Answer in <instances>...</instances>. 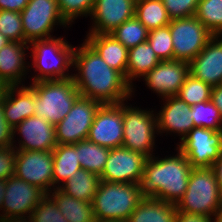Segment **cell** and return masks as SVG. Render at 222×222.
I'll return each instance as SVG.
<instances>
[{
  "label": "cell",
  "mask_w": 222,
  "mask_h": 222,
  "mask_svg": "<svg viewBox=\"0 0 222 222\" xmlns=\"http://www.w3.org/2000/svg\"><path fill=\"white\" fill-rule=\"evenodd\" d=\"M73 64L80 71L79 76H73L80 96L102 105L120 104L132 92L125 77L111 68L87 42L74 50Z\"/></svg>",
  "instance_id": "cell-1"
},
{
  "label": "cell",
  "mask_w": 222,
  "mask_h": 222,
  "mask_svg": "<svg viewBox=\"0 0 222 222\" xmlns=\"http://www.w3.org/2000/svg\"><path fill=\"white\" fill-rule=\"evenodd\" d=\"M178 151L175 157L155 160L151 156L147 159L140 183L143 197L173 204L183 197L193 168L187 157Z\"/></svg>",
  "instance_id": "cell-2"
},
{
  "label": "cell",
  "mask_w": 222,
  "mask_h": 222,
  "mask_svg": "<svg viewBox=\"0 0 222 222\" xmlns=\"http://www.w3.org/2000/svg\"><path fill=\"white\" fill-rule=\"evenodd\" d=\"M140 184L100 180L92 201L96 221L128 220L143 199Z\"/></svg>",
  "instance_id": "cell-3"
},
{
  "label": "cell",
  "mask_w": 222,
  "mask_h": 222,
  "mask_svg": "<svg viewBox=\"0 0 222 222\" xmlns=\"http://www.w3.org/2000/svg\"><path fill=\"white\" fill-rule=\"evenodd\" d=\"M30 87L35 92L34 115L54 126L65 118L80 96L73 77L33 82Z\"/></svg>",
  "instance_id": "cell-4"
},
{
  "label": "cell",
  "mask_w": 222,
  "mask_h": 222,
  "mask_svg": "<svg viewBox=\"0 0 222 222\" xmlns=\"http://www.w3.org/2000/svg\"><path fill=\"white\" fill-rule=\"evenodd\" d=\"M221 203L222 195L213 168H193L187 190L176 207L183 213L210 217L215 216Z\"/></svg>",
  "instance_id": "cell-5"
},
{
  "label": "cell",
  "mask_w": 222,
  "mask_h": 222,
  "mask_svg": "<svg viewBox=\"0 0 222 222\" xmlns=\"http://www.w3.org/2000/svg\"><path fill=\"white\" fill-rule=\"evenodd\" d=\"M30 43H32L34 47V50H31L33 53L31 56H33L34 59V66L38 68L41 73V75L34 78V82L73 77L71 75H65L64 71L67 70L68 66L73 65L75 49L64 42L62 38L54 39L51 37L48 39L34 40ZM52 54L53 57L51 56ZM50 56L52 60L49 59Z\"/></svg>",
  "instance_id": "cell-6"
},
{
  "label": "cell",
  "mask_w": 222,
  "mask_h": 222,
  "mask_svg": "<svg viewBox=\"0 0 222 222\" xmlns=\"http://www.w3.org/2000/svg\"><path fill=\"white\" fill-rule=\"evenodd\" d=\"M173 43V60L190 62L214 36L196 16L172 19L168 24Z\"/></svg>",
  "instance_id": "cell-7"
},
{
  "label": "cell",
  "mask_w": 222,
  "mask_h": 222,
  "mask_svg": "<svg viewBox=\"0 0 222 222\" xmlns=\"http://www.w3.org/2000/svg\"><path fill=\"white\" fill-rule=\"evenodd\" d=\"M181 142L179 150L192 168H210L222 151V130L193 127Z\"/></svg>",
  "instance_id": "cell-8"
},
{
  "label": "cell",
  "mask_w": 222,
  "mask_h": 222,
  "mask_svg": "<svg viewBox=\"0 0 222 222\" xmlns=\"http://www.w3.org/2000/svg\"><path fill=\"white\" fill-rule=\"evenodd\" d=\"M152 112L139 108L126 107L123 104V142L122 147L151 157L154 145V129L157 128V118Z\"/></svg>",
  "instance_id": "cell-9"
},
{
  "label": "cell",
  "mask_w": 222,
  "mask_h": 222,
  "mask_svg": "<svg viewBox=\"0 0 222 222\" xmlns=\"http://www.w3.org/2000/svg\"><path fill=\"white\" fill-rule=\"evenodd\" d=\"M101 105L94 99L79 96L65 118L55 125L57 144H75L87 139Z\"/></svg>",
  "instance_id": "cell-10"
},
{
  "label": "cell",
  "mask_w": 222,
  "mask_h": 222,
  "mask_svg": "<svg viewBox=\"0 0 222 222\" xmlns=\"http://www.w3.org/2000/svg\"><path fill=\"white\" fill-rule=\"evenodd\" d=\"M20 15L24 43L51 38L49 32L53 29L55 22L68 25L60 13L57 0H29Z\"/></svg>",
  "instance_id": "cell-11"
},
{
  "label": "cell",
  "mask_w": 222,
  "mask_h": 222,
  "mask_svg": "<svg viewBox=\"0 0 222 222\" xmlns=\"http://www.w3.org/2000/svg\"><path fill=\"white\" fill-rule=\"evenodd\" d=\"M148 157L124 147L112 148L100 180L140 184Z\"/></svg>",
  "instance_id": "cell-12"
},
{
  "label": "cell",
  "mask_w": 222,
  "mask_h": 222,
  "mask_svg": "<svg viewBox=\"0 0 222 222\" xmlns=\"http://www.w3.org/2000/svg\"><path fill=\"white\" fill-rule=\"evenodd\" d=\"M16 152L15 175L50 194L48 187L53 185V151Z\"/></svg>",
  "instance_id": "cell-13"
},
{
  "label": "cell",
  "mask_w": 222,
  "mask_h": 222,
  "mask_svg": "<svg viewBox=\"0 0 222 222\" xmlns=\"http://www.w3.org/2000/svg\"><path fill=\"white\" fill-rule=\"evenodd\" d=\"M89 141L104 147H122L123 142V103L103 104L97 110L90 127Z\"/></svg>",
  "instance_id": "cell-14"
},
{
  "label": "cell",
  "mask_w": 222,
  "mask_h": 222,
  "mask_svg": "<svg viewBox=\"0 0 222 222\" xmlns=\"http://www.w3.org/2000/svg\"><path fill=\"white\" fill-rule=\"evenodd\" d=\"M47 194L31 183H27L16 175L6 180L3 208L6 213L0 218L20 217L24 213H32L36 205Z\"/></svg>",
  "instance_id": "cell-15"
},
{
  "label": "cell",
  "mask_w": 222,
  "mask_h": 222,
  "mask_svg": "<svg viewBox=\"0 0 222 222\" xmlns=\"http://www.w3.org/2000/svg\"><path fill=\"white\" fill-rule=\"evenodd\" d=\"M189 74V62L165 60L160 61L144 78L151 89L166 98L177 96Z\"/></svg>",
  "instance_id": "cell-16"
},
{
  "label": "cell",
  "mask_w": 222,
  "mask_h": 222,
  "mask_svg": "<svg viewBox=\"0 0 222 222\" xmlns=\"http://www.w3.org/2000/svg\"><path fill=\"white\" fill-rule=\"evenodd\" d=\"M136 0H95L91 15L95 26L89 34H110L135 16Z\"/></svg>",
  "instance_id": "cell-17"
},
{
  "label": "cell",
  "mask_w": 222,
  "mask_h": 222,
  "mask_svg": "<svg viewBox=\"0 0 222 222\" xmlns=\"http://www.w3.org/2000/svg\"><path fill=\"white\" fill-rule=\"evenodd\" d=\"M218 37L213 36L189 62V73L212 87L220 85L222 80V39L218 41Z\"/></svg>",
  "instance_id": "cell-18"
},
{
  "label": "cell",
  "mask_w": 222,
  "mask_h": 222,
  "mask_svg": "<svg viewBox=\"0 0 222 222\" xmlns=\"http://www.w3.org/2000/svg\"><path fill=\"white\" fill-rule=\"evenodd\" d=\"M16 129L24 138L18 150L53 151L57 146L55 126L42 117L33 115L13 128Z\"/></svg>",
  "instance_id": "cell-19"
},
{
  "label": "cell",
  "mask_w": 222,
  "mask_h": 222,
  "mask_svg": "<svg viewBox=\"0 0 222 222\" xmlns=\"http://www.w3.org/2000/svg\"><path fill=\"white\" fill-rule=\"evenodd\" d=\"M16 86L2 88L3 113L5 120L15 128L23 120L35 114V92L31 87H22L17 92V98H12Z\"/></svg>",
  "instance_id": "cell-20"
},
{
  "label": "cell",
  "mask_w": 222,
  "mask_h": 222,
  "mask_svg": "<svg viewBox=\"0 0 222 222\" xmlns=\"http://www.w3.org/2000/svg\"><path fill=\"white\" fill-rule=\"evenodd\" d=\"M166 99L167 103L157 117V129L181 133L182 140L194 127L191 106L177 96Z\"/></svg>",
  "instance_id": "cell-21"
},
{
  "label": "cell",
  "mask_w": 222,
  "mask_h": 222,
  "mask_svg": "<svg viewBox=\"0 0 222 222\" xmlns=\"http://www.w3.org/2000/svg\"><path fill=\"white\" fill-rule=\"evenodd\" d=\"M85 40L113 69L119 71L126 79L128 49L111 34H88Z\"/></svg>",
  "instance_id": "cell-22"
},
{
  "label": "cell",
  "mask_w": 222,
  "mask_h": 222,
  "mask_svg": "<svg viewBox=\"0 0 222 222\" xmlns=\"http://www.w3.org/2000/svg\"><path fill=\"white\" fill-rule=\"evenodd\" d=\"M27 43L11 41L0 49V84L18 86L24 75V45ZM23 73V74H22ZM19 82V83H18Z\"/></svg>",
  "instance_id": "cell-23"
},
{
  "label": "cell",
  "mask_w": 222,
  "mask_h": 222,
  "mask_svg": "<svg viewBox=\"0 0 222 222\" xmlns=\"http://www.w3.org/2000/svg\"><path fill=\"white\" fill-rule=\"evenodd\" d=\"M176 204L144 197L128 218V222H175Z\"/></svg>",
  "instance_id": "cell-24"
},
{
  "label": "cell",
  "mask_w": 222,
  "mask_h": 222,
  "mask_svg": "<svg viewBox=\"0 0 222 222\" xmlns=\"http://www.w3.org/2000/svg\"><path fill=\"white\" fill-rule=\"evenodd\" d=\"M77 144H57L53 149V186L72 177L82 169L78 161Z\"/></svg>",
  "instance_id": "cell-25"
},
{
  "label": "cell",
  "mask_w": 222,
  "mask_h": 222,
  "mask_svg": "<svg viewBox=\"0 0 222 222\" xmlns=\"http://www.w3.org/2000/svg\"><path fill=\"white\" fill-rule=\"evenodd\" d=\"M52 197L58 210L68 222H96L93 204L84 200H77L73 196L67 195L59 187Z\"/></svg>",
  "instance_id": "cell-26"
},
{
  "label": "cell",
  "mask_w": 222,
  "mask_h": 222,
  "mask_svg": "<svg viewBox=\"0 0 222 222\" xmlns=\"http://www.w3.org/2000/svg\"><path fill=\"white\" fill-rule=\"evenodd\" d=\"M160 61L147 41L129 49L126 68L127 83L130 85L129 82L138 75L145 76Z\"/></svg>",
  "instance_id": "cell-27"
},
{
  "label": "cell",
  "mask_w": 222,
  "mask_h": 222,
  "mask_svg": "<svg viewBox=\"0 0 222 222\" xmlns=\"http://www.w3.org/2000/svg\"><path fill=\"white\" fill-rule=\"evenodd\" d=\"M99 183L100 176L98 174L80 169L60 189L77 200L92 203Z\"/></svg>",
  "instance_id": "cell-28"
},
{
  "label": "cell",
  "mask_w": 222,
  "mask_h": 222,
  "mask_svg": "<svg viewBox=\"0 0 222 222\" xmlns=\"http://www.w3.org/2000/svg\"><path fill=\"white\" fill-rule=\"evenodd\" d=\"M135 17L148 31L167 26L171 21L161 0H136Z\"/></svg>",
  "instance_id": "cell-29"
},
{
  "label": "cell",
  "mask_w": 222,
  "mask_h": 222,
  "mask_svg": "<svg viewBox=\"0 0 222 222\" xmlns=\"http://www.w3.org/2000/svg\"><path fill=\"white\" fill-rule=\"evenodd\" d=\"M77 144L78 161L82 169L98 174H102L110 148L97 145L88 139L81 140Z\"/></svg>",
  "instance_id": "cell-30"
},
{
  "label": "cell",
  "mask_w": 222,
  "mask_h": 222,
  "mask_svg": "<svg viewBox=\"0 0 222 222\" xmlns=\"http://www.w3.org/2000/svg\"><path fill=\"white\" fill-rule=\"evenodd\" d=\"M148 32L147 28L134 16L123 22L110 34L129 50L146 42Z\"/></svg>",
  "instance_id": "cell-31"
},
{
  "label": "cell",
  "mask_w": 222,
  "mask_h": 222,
  "mask_svg": "<svg viewBox=\"0 0 222 222\" xmlns=\"http://www.w3.org/2000/svg\"><path fill=\"white\" fill-rule=\"evenodd\" d=\"M196 18L214 35H222V0H200Z\"/></svg>",
  "instance_id": "cell-32"
},
{
  "label": "cell",
  "mask_w": 222,
  "mask_h": 222,
  "mask_svg": "<svg viewBox=\"0 0 222 222\" xmlns=\"http://www.w3.org/2000/svg\"><path fill=\"white\" fill-rule=\"evenodd\" d=\"M194 127H202L215 131L222 130V117L219 109L211 100L191 106Z\"/></svg>",
  "instance_id": "cell-33"
},
{
  "label": "cell",
  "mask_w": 222,
  "mask_h": 222,
  "mask_svg": "<svg viewBox=\"0 0 222 222\" xmlns=\"http://www.w3.org/2000/svg\"><path fill=\"white\" fill-rule=\"evenodd\" d=\"M212 86L189 74L177 94L181 100L192 106L211 100Z\"/></svg>",
  "instance_id": "cell-34"
},
{
  "label": "cell",
  "mask_w": 222,
  "mask_h": 222,
  "mask_svg": "<svg viewBox=\"0 0 222 222\" xmlns=\"http://www.w3.org/2000/svg\"><path fill=\"white\" fill-rule=\"evenodd\" d=\"M147 42L161 60H173V43L169 25L148 32Z\"/></svg>",
  "instance_id": "cell-35"
},
{
  "label": "cell",
  "mask_w": 222,
  "mask_h": 222,
  "mask_svg": "<svg viewBox=\"0 0 222 222\" xmlns=\"http://www.w3.org/2000/svg\"><path fill=\"white\" fill-rule=\"evenodd\" d=\"M0 32L10 41L24 42L20 12L0 10Z\"/></svg>",
  "instance_id": "cell-36"
},
{
  "label": "cell",
  "mask_w": 222,
  "mask_h": 222,
  "mask_svg": "<svg viewBox=\"0 0 222 222\" xmlns=\"http://www.w3.org/2000/svg\"><path fill=\"white\" fill-rule=\"evenodd\" d=\"M47 194L30 215L32 222H68L58 210V206Z\"/></svg>",
  "instance_id": "cell-37"
},
{
  "label": "cell",
  "mask_w": 222,
  "mask_h": 222,
  "mask_svg": "<svg viewBox=\"0 0 222 222\" xmlns=\"http://www.w3.org/2000/svg\"><path fill=\"white\" fill-rule=\"evenodd\" d=\"M63 19L69 23L78 15L91 14L95 0H57Z\"/></svg>",
  "instance_id": "cell-38"
},
{
  "label": "cell",
  "mask_w": 222,
  "mask_h": 222,
  "mask_svg": "<svg viewBox=\"0 0 222 222\" xmlns=\"http://www.w3.org/2000/svg\"><path fill=\"white\" fill-rule=\"evenodd\" d=\"M169 18L178 19L191 17L196 14L200 0H161Z\"/></svg>",
  "instance_id": "cell-39"
},
{
  "label": "cell",
  "mask_w": 222,
  "mask_h": 222,
  "mask_svg": "<svg viewBox=\"0 0 222 222\" xmlns=\"http://www.w3.org/2000/svg\"><path fill=\"white\" fill-rule=\"evenodd\" d=\"M16 154L12 146L0 147V180L15 175Z\"/></svg>",
  "instance_id": "cell-40"
},
{
  "label": "cell",
  "mask_w": 222,
  "mask_h": 222,
  "mask_svg": "<svg viewBox=\"0 0 222 222\" xmlns=\"http://www.w3.org/2000/svg\"><path fill=\"white\" fill-rule=\"evenodd\" d=\"M16 131L7 123L3 113L2 91L0 93V147L13 146Z\"/></svg>",
  "instance_id": "cell-41"
},
{
  "label": "cell",
  "mask_w": 222,
  "mask_h": 222,
  "mask_svg": "<svg viewBox=\"0 0 222 222\" xmlns=\"http://www.w3.org/2000/svg\"><path fill=\"white\" fill-rule=\"evenodd\" d=\"M28 2L29 0H0V10L21 12Z\"/></svg>",
  "instance_id": "cell-42"
},
{
  "label": "cell",
  "mask_w": 222,
  "mask_h": 222,
  "mask_svg": "<svg viewBox=\"0 0 222 222\" xmlns=\"http://www.w3.org/2000/svg\"><path fill=\"white\" fill-rule=\"evenodd\" d=\"M175 222H212L211 217L177 211Z\"/></svg>",
  "instance_id": "cell-43"
},
{
  "label": "cell",
  "mask_w": 222,
  "mask_h": 222,
  "mask_svg": "<svg viewBox=\"0 0 222 222\" xmlns=\"http://www.w3.org/2000/svg\"><path fill=\"white\" fill-rule=\"evenodd\" d=\"M211 101L219 109L220 115L222 117V87L214 86L211 91Z\"/></svg>",
  "instance_id": "cell-44"
},
{
  "label": "cell",
  "mask_w": 222,
  "mask_h": 222,
  "mask_svg": "<svg viewBox=\"0 0 222 222\" xmlns=\"http://www.w3.org/2000/svg\"><path fill=\"white\" fill-rule=\"evenodd\" d=\"M212 168L215 172L217 183L219 185V190L222 195V151L220 157L214 162Z\"/></svg>",
  "instance_id": "cell-45"
},
{
  "label": "cell",
  "mask_w": 222,
  "mask_h": 222,
  "mask_svg": "<svg viewBox=\"0 0 222 222\" xmlns=\"http://www.w3.org/2000/svg\"><path fill=\"white\" fill-rule=\"evenodd\" d=\"M29 217V221L25 220L26 218L23 219V216H18V217H6V218H0V222H32V219Z\"/></svg>",
  "instance_id": "cell-46"
},
{
  "label": "cell",
  "mask_w": 222,
  "mask_h": 222,
  "mask_svg": "<svg viewBox=\"0 0 222 222\" xmlns=\"http://www.w3.org/2000/svg\"><path fill=\"white\" fill-rule=\"evenodd\" d=\"M5 190H6V180H0V208H3Z\"/></svg>",
  "instance_id": "cell-47"
},
{
  "label": "cell",
  "mask_w": 222,
  "mask_h": 222,
  "mask_svg": "<svg viewBox=\"0 0 222 222\" xmlns=\"http://www.w3.org/2000/svg\"><path fill=\"white\" fill-rule=\"evenodd\" d=\"M215 221L214 222H222V203L218 210L215 213Z\"/></svg>",
  "instance_id": "cell-48"
},
{
  "label": "cell",
  "mask_w": 222,
  "mask_h": 222,
  "mask_svg": "<svg viewBox=\"0 0 222 222\" xmlns=\"http://www.w3.org/2000/svg\"><path fill=\"white\" fill-rule=\"evenodd\" d=\"M10 41V39H8L6 36H4L1 32H0V49L3 48L6 44H8Z\"/></svg>",
  "instance_id": "cell-49"
},
{
  "label": "cell",
  "mask_w": 222,
  "mask_h": 222,
  "mask_svg": "<svg viewBox=\"0 0 222 222\" xmlns=\"http://www.w3.org/2000/svg\"><path fill=\"white\" fill-rule=\"evenodd\" d=\"M96 222H128L127 220H123V221H115V220H113V221H96Z\"/></svg>",
  "instance_id": "cell-50"
},
{
  "label": "cell",
  "mask_w": 222,
  "mask_h": 222,
  "mask_svg": "<svg viewBox=\"0 0 222 222\" xmlns=\"http://www.w3.org/2000/svg\"><path fill=\"white\" fill-rule=\"evenodd\" d=\"M2 88H3V86L0 84V93H1V91H2Z\"/></svg>",
  "instance_id": "cell-51"
}]
</instances>
